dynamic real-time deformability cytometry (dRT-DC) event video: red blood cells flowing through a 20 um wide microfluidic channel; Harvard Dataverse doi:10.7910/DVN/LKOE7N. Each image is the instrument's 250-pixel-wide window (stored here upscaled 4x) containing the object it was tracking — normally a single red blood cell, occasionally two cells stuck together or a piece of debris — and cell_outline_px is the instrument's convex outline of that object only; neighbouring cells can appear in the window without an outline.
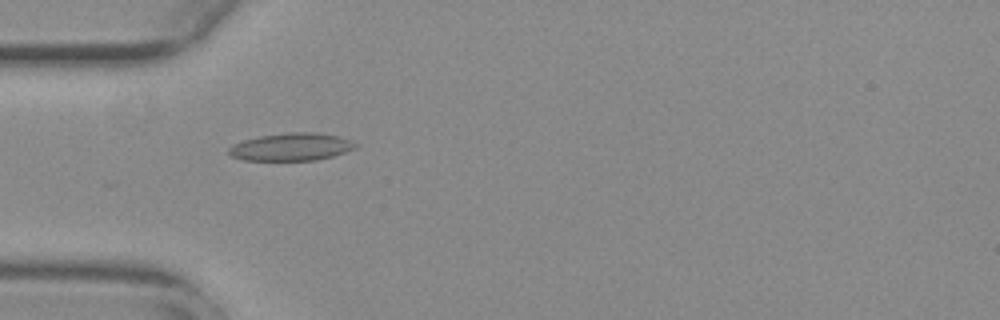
{"species": "common noctule bat (a hibernating species)", "species_latin": "Nyctalus noctula", "temperature_condition": "warm", "stored_images_in_passage": 15, "camera_frame_rate_fps": 3000, "um_per_image_px": 0.085, "animal": {"sex": "female", "body_mass_g": 29.2, "forearm_length_mm": 56.3}, "frame": {"image": 1, "passage_image": 7, "time_ms": 2.0, "image_size_px": [1000, 320], "cell_outline_px": [[356, 148], [332, 156], [316, 160], [244, 160], [232, 156], [228, 152], [228, 148], [232, 144], [244, 140], [260, 136], [288, 132], [316, 132], [340, 136], [352, 140], [356, 144]], "centroid_in_image_um": [24.77, 12.47], "position_along_channel_um": 60.2, "area_um2": 20.4}}
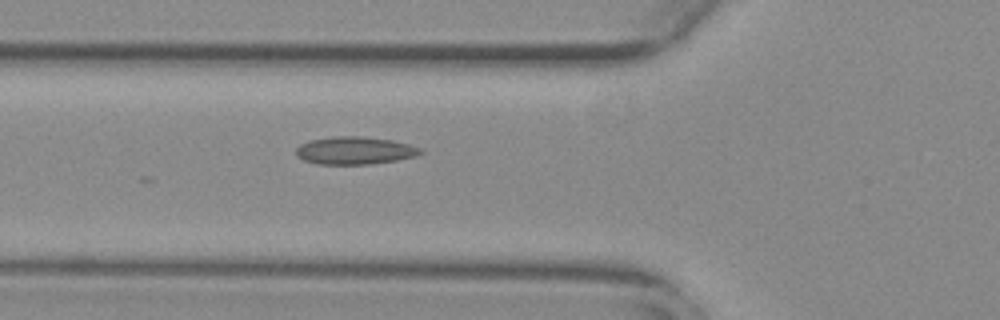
{"frame": {"image": 2, "passage_image": 10, "time_ms": 3.0, "image_size_px": [1000, 320], "cell_outline_px": [[424, 152], [416, 156], [396, 160], [368, 164], [316, 164], [304, 160], [296, 156], [296, 148], [300, 144], [308, 140], [332, 136], [364, 136], [392, 140], [408, 144], [420, 148]], "centroid_in_image_um": [30.12, 12.78], "position_along_channel_um": 95.7, "area_um2": 20.17}}
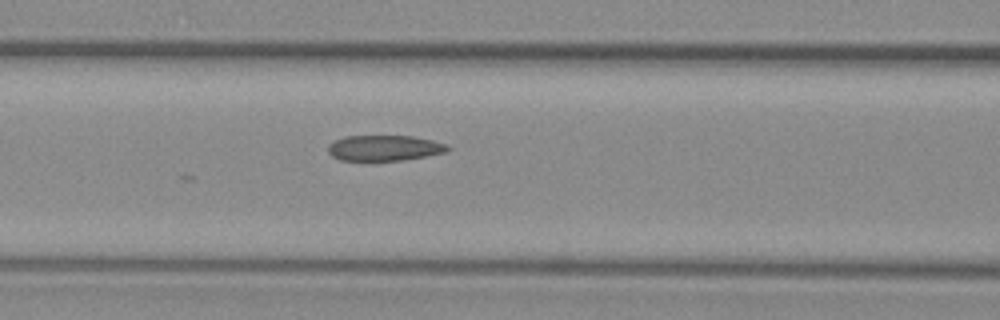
{"frame": {"image": 3, "passage_image": 13, "time_ms": 4.0, "image_size_px": [1000, 320], "cell_outline_px": [[452, 148], [444, 152], [404, 160], [340, 160], [332, 156], [328, 152], [328, 144], [344, 136], [412, 136], [432, 140], [448, 144]], "centroid_in_image_um": [32.67, 12.57], "position_along_channel_um": 133.9, "area_um2": 17.74}}